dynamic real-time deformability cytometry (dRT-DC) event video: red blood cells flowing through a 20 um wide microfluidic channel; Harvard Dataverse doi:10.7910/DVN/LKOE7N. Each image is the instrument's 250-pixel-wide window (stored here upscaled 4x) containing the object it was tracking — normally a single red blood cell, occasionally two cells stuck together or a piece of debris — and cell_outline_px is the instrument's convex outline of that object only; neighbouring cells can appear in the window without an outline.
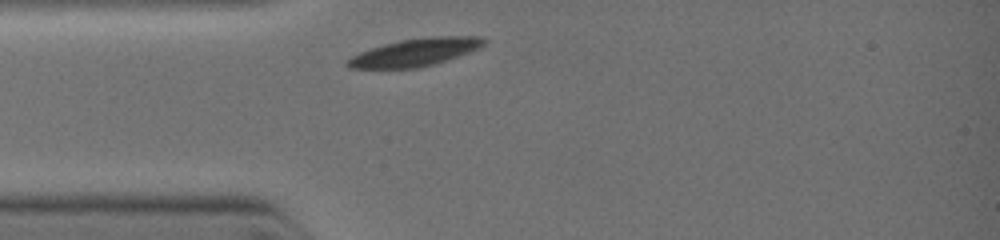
{"species": "common noctule bat (a hibernating species)", "species_latin": "Nyctalus noctula", "temperature_condition": "warm", "stored_images_in_passage": 1, "camera_frame_rate_fps": 3000, "um_per_image_px": 0.085, "animal": {"sex": "female", "body_mass_g": 19.0, "forearm_length_mm": 51.5}, "frame": {"image": 1, "passage_image": 1, "time_ms": 0.0, "image_size_px": [1000, 240], "cell_outline_px": [[488, 40], [484, 44], [468, 52], [432, 64], [416, 68], [348, 68], [344, 64], [344, 60], [360, 52], [384, 44], [400, 40], [432, 36], [484, 36]], "centroid_in_image_um": [35.24, 4.43], "position_along_channel_um": 49.8, "area_um2": 21.73}}